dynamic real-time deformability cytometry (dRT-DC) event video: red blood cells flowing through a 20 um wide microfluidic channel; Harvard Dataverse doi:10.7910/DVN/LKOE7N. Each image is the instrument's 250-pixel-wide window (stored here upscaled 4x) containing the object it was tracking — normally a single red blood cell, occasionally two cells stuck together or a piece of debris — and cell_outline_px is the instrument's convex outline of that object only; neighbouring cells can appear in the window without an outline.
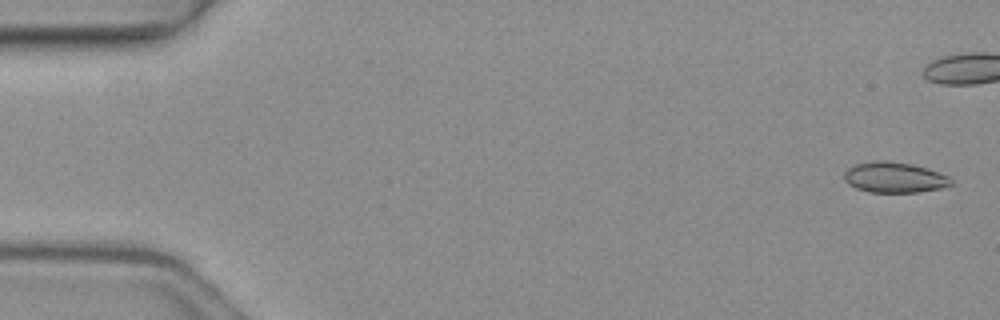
{"species": "common noctule bat (a hibernating species)", "species_latin": "Nyctalus noctula", "temperature_condition": "warm", "stored_images_in_passage": 8, "segment_of_instrument_passage": [1, 2], "camera_frame_rate_fps": 3000, "um_per_image_px": 0.085, "animal": {"sex": "female", "body_mass_g": 19.3, "forearm_length_mm": 54.1}, "frame": {"image": 1, "passage_image": 1, "time_ms": 0.0, "image_size_px": [1000, 320], "cell_outline_px": [[952, 184], [940, 188], [920, 192], [868, 192], [856, 188], [848, 184], [844, 180], [844, 172], [848, 168], [856, 164], [912, 164], [928, 168], [948, 176], [952, 180]], "centroid_in_image_um": [76.06, 15.14], "position_along_channel_um": 8.9, "area_um2": 18.15}}
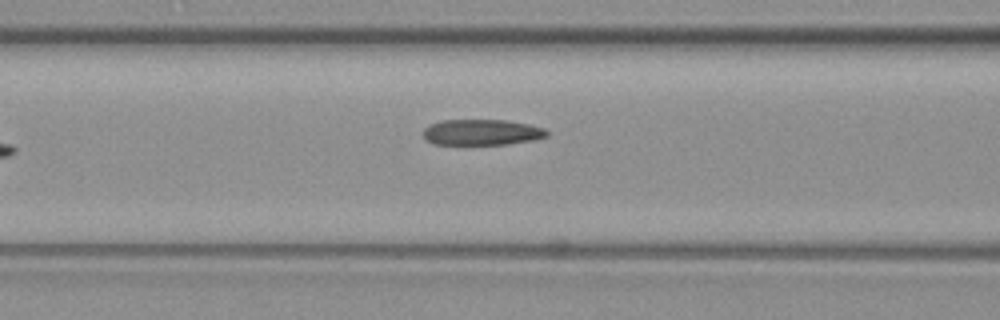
{"frame": {"image": 2, "passage_image": 7, "time_ms": 2.0, "image_size_px": [1000, 320], "cell_outline_px": [[548, 136], [536, 140], [508, 144], [432, 144], [424, 140], [424, 128], [428, 124], [440, 120], [504, 120], [528, 124], [544, 128], [548, 132]], "centroid_in_image_um": [40.93, 11.24], "position_along_channel_um": 125.7, "area_um2": 18.79}}